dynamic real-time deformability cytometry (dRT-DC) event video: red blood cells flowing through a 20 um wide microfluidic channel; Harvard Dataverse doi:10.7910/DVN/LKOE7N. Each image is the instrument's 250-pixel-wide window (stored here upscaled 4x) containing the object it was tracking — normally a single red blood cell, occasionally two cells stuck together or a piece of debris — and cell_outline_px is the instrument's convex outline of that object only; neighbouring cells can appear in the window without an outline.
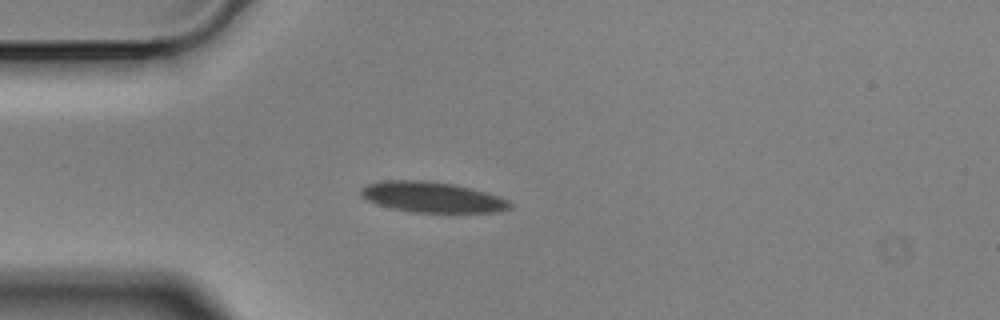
{"species": "Egyptian fruit bat (a non-hibernating species)", "species_latin": "Rousettus aegyptiacus", "temperature_condition": "cold", "stored_images_in_passage": 8, "camera_frame_rate_fps": 3000, "um_per_image_px": 0.085, "animal": {"sex": "male"}, "frame": {"image": 1, "passage_image": 3, "time_ms": 0.667, "image_size_px": [1000, 320], "cell_outline_px": [[512, 208], [500, 212], [412, 212], [392, 208], [376, 204], [360, 196], [360, 188], [368, 184], [384, 180], [424, 180], [456, 184], [472, 188], [508, 200], [512, 204]], "centroid_in_image_um": [36.72, 16.75], "position_along_channel_um": 48.3, "area_um2": 26.59}}
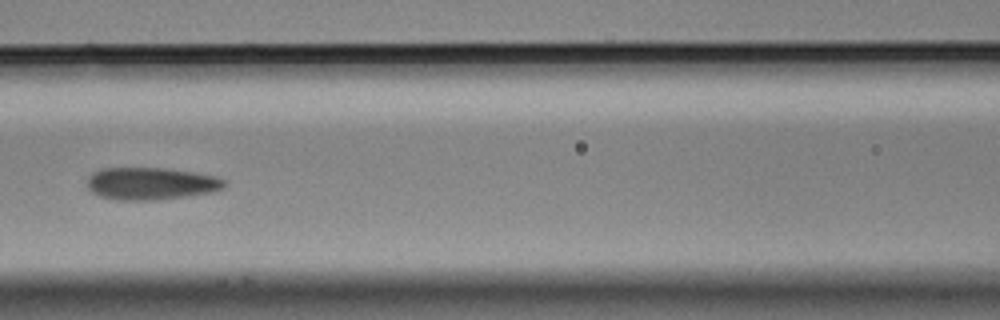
{"frame": {"image": 2, "passage_image": 6, "time_ms": 1.667, "image_size_px": [1000, 320], "cell_outline_px": [[228, 184], [224, 188], [216, 192], [188, 196], [152, 200], [124, 200], [100, 196], [92, 192], [88, 188], [88, 176], [92, 172], [100, 168], [164, 168], [196, 172], [216, 176], [224, 180]], "centroid_in_image_um": [12.88, 15.59], "position_along_channel_um": 153.7, "area_um2": 26.07}}
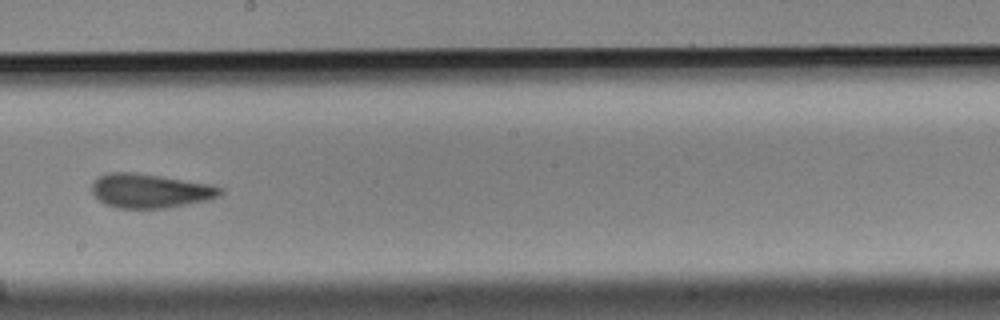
{"frame": {"image": 3, "passage_image": 8, "time_ms": 2.333, "image_size_px": [1000, 320], "cell_outline_px": [[224, 192], [220, 196], [208, 200], [168, 208], [116, 208], [104, 204], [92, 192], [92, 180], [108, 172], [136, 172], [208, 184], [224, 188]], "centroid_in_image_um": [12.76, 16.22], "position_along_channel_um": 235.4, "area_um2": 25.66}}